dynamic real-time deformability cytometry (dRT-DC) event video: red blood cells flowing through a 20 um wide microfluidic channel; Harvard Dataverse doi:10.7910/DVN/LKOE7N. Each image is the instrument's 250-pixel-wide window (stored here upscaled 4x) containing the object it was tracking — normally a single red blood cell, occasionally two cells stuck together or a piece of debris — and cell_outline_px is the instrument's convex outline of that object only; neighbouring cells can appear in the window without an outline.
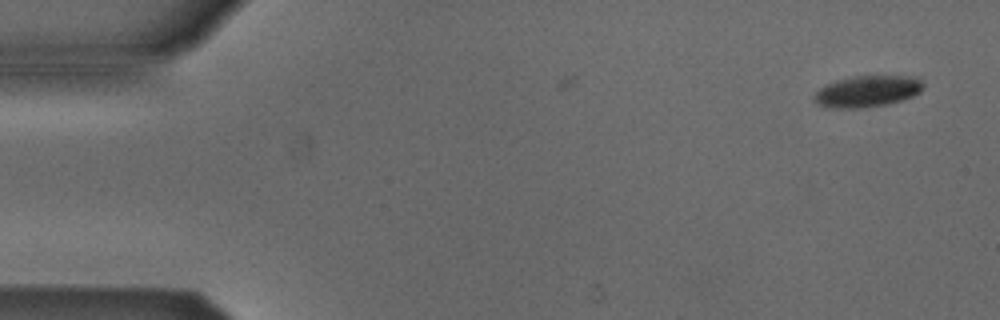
{"species": "Egyptian fruit bat (a non-hibernating species)", "species_latin": "Rousettus aegyptiacus", "temperature_condition": "cold", "stored_images_in_passage": 2, "camera_frame_rate_fps": 3000, "um_per_image_px": 0.085, "animal": {"sex": "male"}, "frame": {"image": 1, "passage_image": 2, "time_ms": 1.0, "image_size_px": [1000, 320], "cell_outline_px": [[924, 88], [920, 92], [912, 96], [888, 104], [864, 108], [828, 108], [816, 104], [812, 100], [812, 96], [820, 88], [836, 80], [852, 76], [916, 76], [924, 84]], "centroid_in_image_um": [73.69, 7.77], "position_along_channel_um": 11.3, "area_um2": 20.17}}